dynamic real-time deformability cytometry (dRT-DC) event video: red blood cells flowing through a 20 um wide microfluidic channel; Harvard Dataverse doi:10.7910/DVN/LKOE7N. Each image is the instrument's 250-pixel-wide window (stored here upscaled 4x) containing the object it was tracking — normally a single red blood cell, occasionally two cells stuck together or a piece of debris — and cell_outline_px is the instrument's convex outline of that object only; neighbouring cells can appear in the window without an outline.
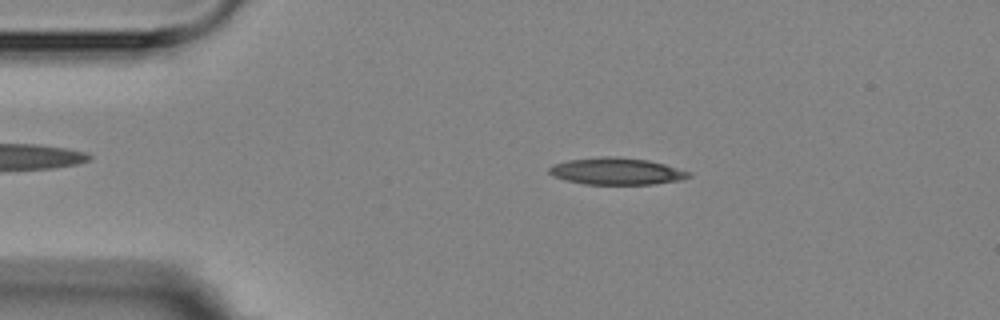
{"species": "Egyptian fruit bat (a non-hibernating species)", "species_latin": "Rousettus aegyptiacus", "temperature_condition": "room temperature", "stored_images_in_passage": 15, "camera_frame_rate_fps": 3000, "um_per_image_px": 0.085, "animal": {"sex": "female"}, "frame": {"image": 1, "passage_image": 2, "time_ms": 1.333, "image_size_px": [1000, 320], "cell_outline_px": [[692, 176], [680, 180], [652, 184], [584, 184], [564, 180], [552, 176], [548, 172], [548, 168], [552, 164], [568, 160], [600, 156], [616, 156], [648, 160], [664, 164], [692, 172]], "centroid_in_image_um": [52.37, 14.55], "position_along_channel_um": 32.6, "area_um2": 22.08}}
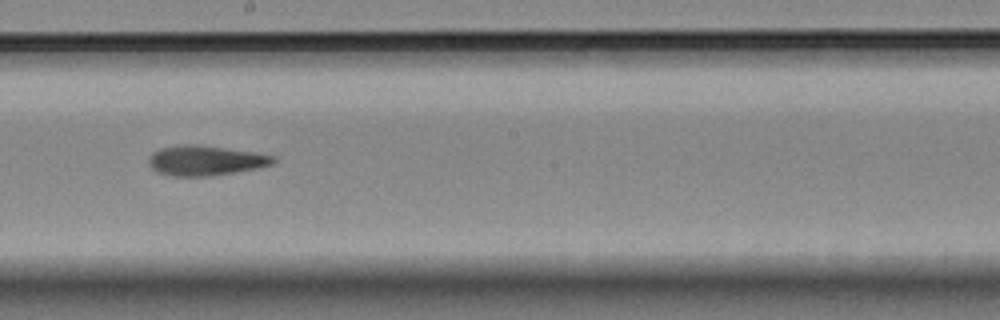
{"frame": {"image": 2, "passage_image": 8, "time_ms": 8.0, "image_size_px": [1000, 320], "cell_outline_px": [[276, 160], [272, 164], [256, 168], [236, 172], [208, 176], [176, 176], [156, 172], [148, 164], [148, 160], [152, 152], [160, 148], [180, 144], [196, 144], [256, 152], [276, 156]], "centroid_in_image_um": [17.45, 13.63], "position_along_channel_um": 230.7, "area_um2": 21.85}}
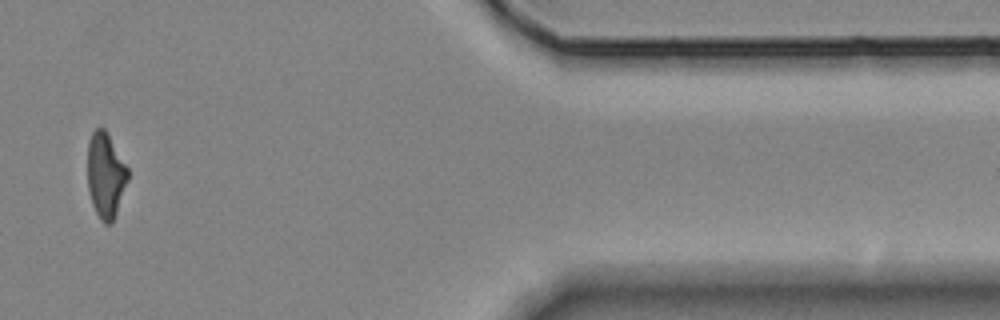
{"frame": {"image": 3, "passage_image": 13, "time_ms": 14.0, "image_size_px": [1000, 320], "cell_outline_px": [[128, 180], [112, 224], [104, 224], [100, 220], [92, 204], [88, 188], [88, 140], [92, 132], [96, 128], [104, 128], [108, 132], [128, 168]], "centroid_in_image_um": [8.97, 14.88], "position_along_channel_um": 402.4, "area_um2": 20.11}, "authors_computed_cell_mechanics": {"area_um2": 21.7328, "velocity_mm_per_s": 3.5747, "shape_relaxation_time_tau1_ms": 11.1153, "shape_relaxation_time_tau2_ms": 9.9165, "deformation_change_tau1": 0.2817, "deformation_change_tau2": 0.2257}}